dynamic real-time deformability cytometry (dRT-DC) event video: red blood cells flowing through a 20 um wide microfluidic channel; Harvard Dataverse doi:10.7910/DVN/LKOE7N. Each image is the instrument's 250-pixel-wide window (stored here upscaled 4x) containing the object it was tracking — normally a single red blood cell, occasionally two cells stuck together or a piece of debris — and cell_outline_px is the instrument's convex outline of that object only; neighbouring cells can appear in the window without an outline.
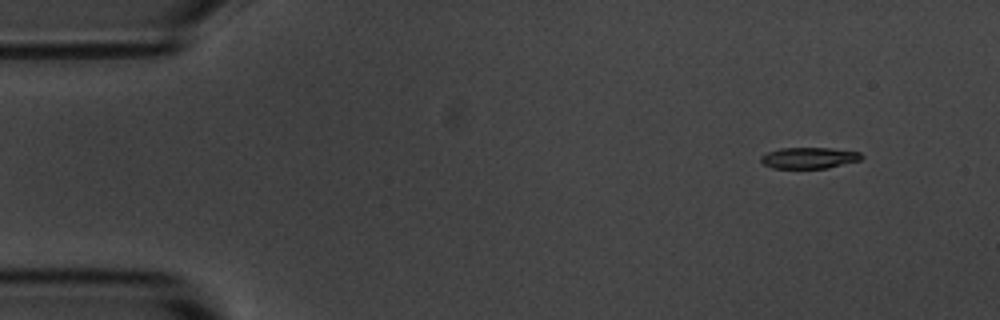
{"species": "common noctule bat (a hibernating species)", "species_latin": "Nyctalus noctula", "temperature_condition": "room temperature", "stored_images_in_passage": 4, "camera_frame_rate_fps": 3000, "um_per_image_px": 0.085, "animal": {"sex": "male", "body_mass_g": 20.1, "forearm_length_mm": 53.5}, "frame": {"image": 1, "passage_image": 1, "time_ms": 0.0, "image_size_px": [1000, 320], "cell_outline_px": [[864, 156], [860, 160], [828, 168], [772, 168], [764, 164], [760, 160], [760, 156], [768, 152], [780, 148], [828, 148], [860, 152]], "centroid_in_image_um": [68.76, 13.42], "position_along_channel_um": 16.2, "area_um2": 12.37}}
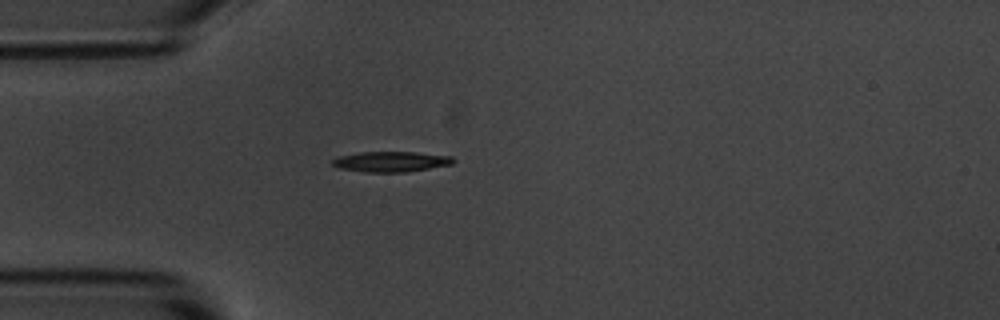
{"frame": {"image": 2, "passage_image": 4, "time_ms": 3.333, "image_size_px": [1000, 320], "cell_outline_px": [[456, 160], [452, 164], [408, 172], [364, 172], [340, 168], [332, 164], [332, 160], [340, 156], [360, 152], [412, 152], [452, 156]], "centroid_in_image_um": [33.26, 13.74], "position_along_channel_um": 51.7, "area_um2": 14.28}}